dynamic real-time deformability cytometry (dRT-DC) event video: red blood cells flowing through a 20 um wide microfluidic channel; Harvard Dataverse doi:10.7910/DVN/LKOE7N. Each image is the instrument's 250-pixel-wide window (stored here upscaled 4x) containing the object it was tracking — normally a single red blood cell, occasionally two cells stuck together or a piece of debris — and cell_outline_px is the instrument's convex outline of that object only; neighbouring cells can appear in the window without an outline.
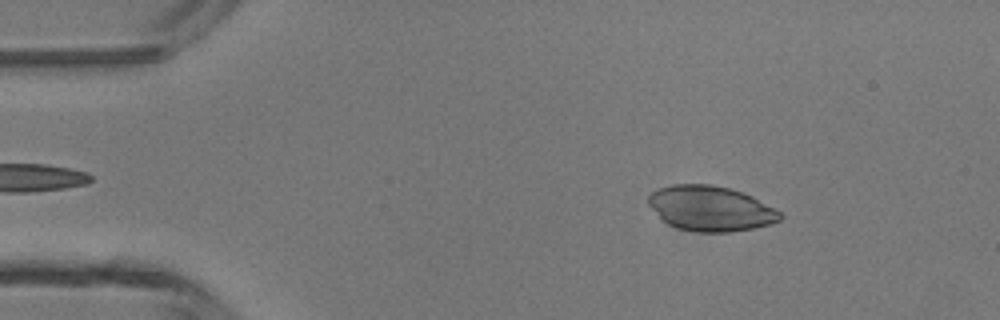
{"species": "common noctule bat (a hibernating species)", "species_latin": "Nyctalus noctula", "temperature_condition": "room temperature", "stored_images_in_passage": 38, "camera_frame_rate_fps": 3000, "um_per_image_px": 0.085, "animal": {"sex": "male", "body_mass_g": 13.3}, "frame": {"image": 1, "passage_image": 7, "time_ms": 2.0, "image_size_px": [1000, 320], "cell_outline_px": [[784, 216], [780, 220], [772, 224], [752, 228], [728, 232], [696, 232], [676, 228], [668, 224], [648, 204], [648, 196], [656, 188], [672, 184], [712, 184], [732, 188], [744, 192], [752, 196], [780, 212]], "centroid_in_image_um": [60.4, 17.71], "position_along_channel_um": 24.6, "area_um2": 34.74}}